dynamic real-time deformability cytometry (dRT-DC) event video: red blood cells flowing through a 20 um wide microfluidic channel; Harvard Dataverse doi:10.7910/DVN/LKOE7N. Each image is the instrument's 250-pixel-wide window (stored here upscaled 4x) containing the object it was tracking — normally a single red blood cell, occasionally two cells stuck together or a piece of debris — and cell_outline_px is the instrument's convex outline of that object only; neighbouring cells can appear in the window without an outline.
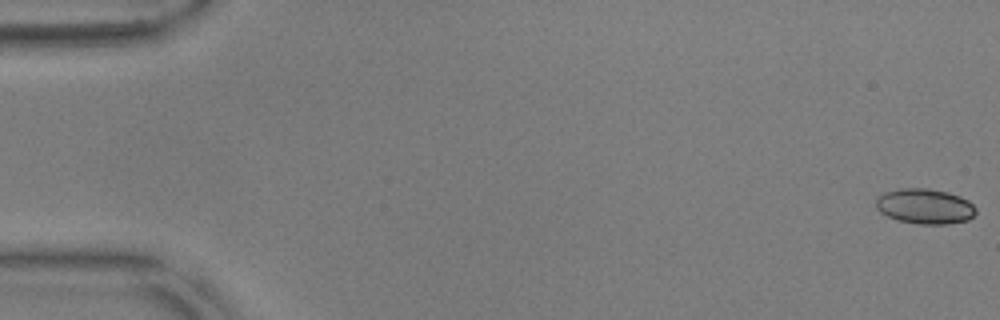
{"species": "common noctule bat (a hibernating species)", "species_latin": "Nyctalus noctula", "temperature_condition": "warm", "stored_images_in_passage": 56, "camera_frame_rate_fps": 3000, "um_per_image_px": 0.085, "animal": {"sex": "male", "body_mass_g": 17.9, "forearm_length_mm": 54.2}, "frame": {"image": 1, "passage_image": 1, "time_ms": 0.0, "image_size_px": [1000, 320], "cell_outline_px": [[976, 212], [968, 220], [948, 224], [920, 224], [896, 220], [880, 212], [876, 208], [876, 196], [884, 192], [900, 188], [928, 188], [948, 192], [960, 196], [968, 200], [976, 208]], "centroid_in_image_um": [78.59, 17.53], "position_along_channel_um": 6.4, "area_um2": 20.69}}
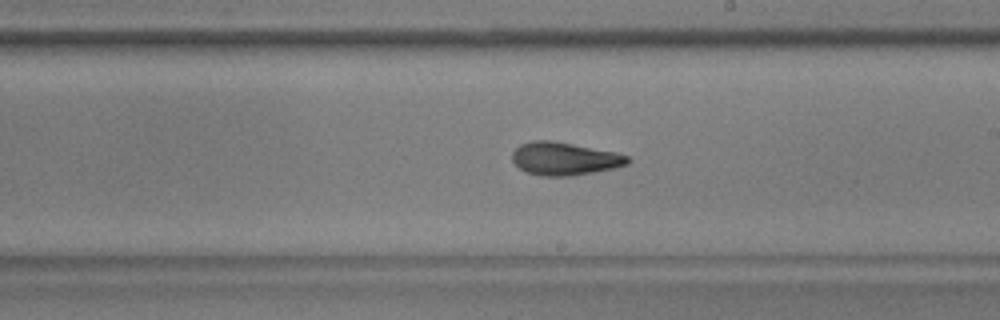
{"frame": {"image": 2, "passage_image": 33, "time_ms": 10.667, "image_size_px": [1000, 320], "cell_outline_px": [[632, 160], [628, 164], [612, 168], [572, 176], [540, 176], [528, 172], [520, 168], [512, 160], [512, 152], [520, 144], [532, 140], [552, 140], [612, 152], [628, 156]], "centroid_in_image_um": [47.95, 13.49], "position_along_channel_um": 241.1, "area_um2": 21.91}}
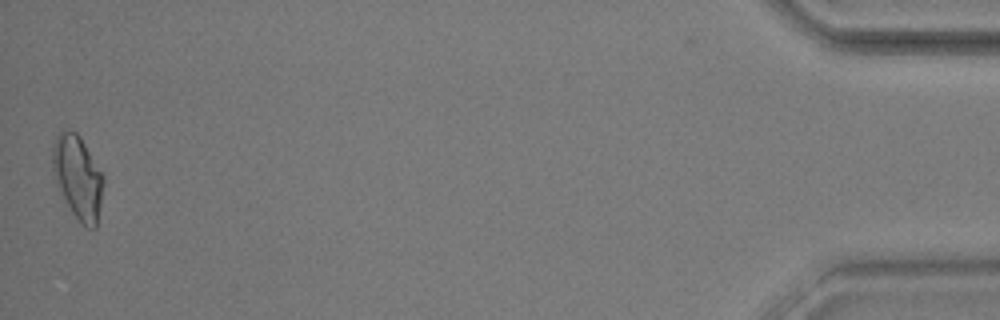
{"frame": {"image": 3, "passage_image": 56, "time_ms": 18.333, "image_size_px": [1000, 320], "cell_outline_px": [[104, 180], [96, 228], [88, 228], [72, 212], [56, 184], [52, 172], [52, 148], [56, 136], [60, 132], [68, 128], [76, 132], [80, 136], [104, 176]], "centroid_in_image_um": [6.59, 15.01], "position_along_channel_um": 428.6, "area_um2": 24.51}, "authors_computed_cell_mechanics": {"area_um2": 21.7328, "velocity_mm_per_s": 3.6116, "shape_relaxation_time_tau1_ms": 3.8422, "shape_relaxation_time_tau2_ms": 2.1793, "deformation_change_tau1": 0.1715, "deformation_change_tau2": 0.0997}}